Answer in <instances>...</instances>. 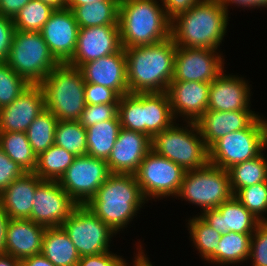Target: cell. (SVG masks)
Wrapping results in <instances>:
<instances>
[{"mask_svg": "<svg viewBox=\"0 0 267 266\" xmlns=\"http://www.w3.org/2000/svg\"><path fill=\"white\" fill-rule=\"evenodd\" d=\"M176 48L172 37L155 44L124 48L129 93L166 92L173 79Z\"/></svg>", "mask_w": 267, "mask_h": 266, "instance_id": "cell-1", "label": "cell"}, {"mask_svg": "<svg viewBox=\"0 0 267 266\" xmlns=\"http://www.w3.org/2000/svg\"><path fill=\"white\" fill-rule=\"evenodd\" d=\"M252 234L228 232L221 235L218 247L206 259L209 263L230 265L249 258Z\"/></svg>", "mask_w": 267, "mask_h": 266, "instance_id": "cell-28", "label": "cell"}, {"mask_svg": "<svg viewBox=\"0 0 267 266\" xmlns=\"http://www.w3.org/2000/svg\"><path fill=\"white\" fill-rule=\"evenodd\" d=\"M46 228L30 219H10L6 232L5 254L20 261L41 254Z\"/></svg>", "mask_w": 267, "mask_h": 266, "instance_id": "cell-24", "label": "cell"}, {"mask_svg": "<svg viewBox=\"0 0 267 266\" xmlns=\"http://www.w3.org/2000/svg\"><path fill=\"white\" fill-rule=\"evenodd\" d=\"M118 118L121 127L144 134V93H128L120 97Z\"/></svg>", "mask_w": 267, "mask_h": 266, "instance_id": "cell-36", "label": "cell"}, {"mask_svg": "<svg viewBox=\"0 0 267 266\" xmlns=\"http://www.w3.org/2000/svg\"><path fill=\"white\" fill-rule=\"evenodd\" d=\"M79 69L86 83L110 88L120 97L129 93L127 60L123 47L117 53L84 63Z\"/></svg>", "mask_w": 267, "mask_h": 266, "instance_id": "cell-19", "label": "cell"}, {"mask_svg": "<svg viewBox=\"0 0 267 266\" xmlns=\"http://www.w3.org/2000/svg\"><path fill=\"white\" fill-rule=\"evenodd\" d=\"M118 118V104L85 105L79 123L86 129L96 123Z\"/></svg>", "mask_w": 267, "mask_h": 266, "instance_id": "cell-41", "label": "cell"}, {"mask_svg": "<svg viewBox=\"0 0 267 266\" xmlns=\"http://www.w3.org/2000/svg\"><path fill=\"white\" fill-rule=\"evenodd\" d=\"M145 200L135 174L111 173L86 206L117 233L127 227Z\"/></svg>", "mask_w": 267, "mask_h": 266, "instance_id": "cell-3", "label": "cell"}, {"mask_svg": "<svg viewBox=\"0 0 267 266\" xmlns=\"http://www.w3.org/2000/svg\"><path fill=\"white\" fill-rule=\"evenodd\" d=\"M186 122L187 127L175 126L173 123L157 133L151 142L156 154L180 165L185 171H190L209 164V149L201 137L197 123Z\"/></svg>", "mask_w": 267, "mask_h": 266, "instance_id": "cell-6", "label": "cell"}, {"mask_svg": "<svg viewBox=\"0 0 267 266\" xmlns=\"http://www.w3.org/2000/svg\"><path fill=\"white\" fill-rule=\"evenodd\" d=\"M41 254L54 266H78L80 256L62 227H47Z\"/></svg>", "mask_w": 267, "mask_h": 266, "instance_id": "cell-26", "label": "cell"}, {"mask_svg": "<svg viewBox=\"0 0 267 266\" xmlns=\"http://www.w3.org/2000/svg\"><path fill=\"white\" fill-rule=\"evenodd\" d=\"M79 26L69 8L55 9L40 33L59 64L68 63L75 53Z\"/></svg>", "mask_w": 267, "mask_h": 266, "instance_id": "cell-15", "label": "cell"}, {"mask_svg": "<svg viewBox=\"0 0 267 266\" xmlns=\"http://www.w3.org/2000/svg\"><path fill=\"white\" fill-rule=\"evenodd\" d=\"M74 158L72 153L54 144L37 156L34 173L42 180L58 181L72 165Z\"/></svg>", "mask_w": 267, "mask_h": 266, "instance_id": "cell-33", "label": "cell"}, {"mask_svg": "<svg viewBox=\"0 0 267 266\" xmlns=\"http://www.w3.org/2000/svg\"><path fill=\"white\" fill-rule=\"evenodd\" d=\"M250 86L242 77L226 75L224 71L210 83L207 110H250Z\"/></svg>", "mask_w": 267, "mask_h": 266, "instance_id": "cell-22", "label": "cell"}, {"mask_svg": "<svg viewBox=\"0 0 267 266\" xmlns=\"http://www.w3.org/2000/svg\"><path fill=\"white\" fill-rule=\"evenodd\" d=\"M228 18L218 0H201L171 20V37L177 47L218 50L227 32Z\"/></svg>", "mask_w": 267, "mask_h": 266, "instance_id": "cell-2", "label": "cell"}, {"mask_svg": "<svg viewBox=\"0 0 267 266\" xmlns=\"http://www.w3.org/2000/svg\"><path fill=\"white\" fill-rule=\"evenodd\" d=\"M230 185L235 195L240 189L267 181V159L263 152L250 160L238 163L228 170Z\"/></svg>", "mask_w": 267, "mask_h": 266, "instance_id": "cell-32", "label": "cell"}, {"mask_svg": "<svg viewBox=\"0 0 267 266\" xmlns=\"http://www.w3.org/2000/svg\"><path fill=\"white\" fill-rule=\"evenodd\" d=\"M41 181L34 172H26L0 193V206L10 219L30 218L35 190Z\"/></svg>", "mask_w": 267, "mask_h": 266, "instance_id": "cell-25", "label": "cell"}, {"mask_svg": "<svg viewBox=\"0 0 267 266\" xmlns=\"http://www.w3.org/2000/svg\"><path fill=\"white\" fill-rule=\"evenodd\" d=\"M21 266H54L44 255L38 254L25 258L21 261Z\"/></svg>", "mask_w": 267, "mask_h": 266, "instance_id": "cell-51", "label": "cell"}, {"mask_svg": "<svg viewBox=\"0 0 267 266\" xmlns=\"http://www.w3.org/2000/svg\"><path fill=\"white\" fill-rule=\"evenodd\" d=\"M58 119L46 108L35 118L26 130L33 152L38 156L55 143Z\"/></svg>", "mask_w": 267, "mask_h": 266, "instance_id": "cell-34", "label": "cell"}, {"mask_svg": "<svg viewBox=\"0 0 267 266\" xmlns=\"http://www.w3.org/2000/svg\"><path fill=\"white\" fill-rule=\"evenodd\" d=\"M209 88L208 82H170L166 92L174 118L180 114L185 121L196 122L207 110Z\"/></svg>", "mask_w": 267, "mask_h": 266, "instance_id": "cell-20", "label": "cell"}, {"mask_svg": "<svg viewBox=\"0 0 267 266\" xmlns=\"http://www.w3.org/2000/svg\"><path fill=\"white\" fill-rule=\"evenodd\" d=\"M110 174L105 160L78 156L58 182L78 205H86Z\"/></svg>", "mask_w": 267, "mask_h": 266, "instance_id": "cell-12", "label": "cell"}, {"mask_svg": "<svg viewBox=\"0 0 267 266\" xmlns=\"http://www.w3.org/2000/svg\"><path fill=\"white\" fill-rule=\"evenodd\" d=\"M39 1L50 5L54 9H63L67 7V0H39Z\"/></svg>", "mask_w": 267, "mask_h": 266, "instance_id": "cell-55", "label": "cell"}, {"mask_svg": "<svg viewBox=\"0 0 267 266\" xmlns=\"http://www.w3.org/2000/svg\"><path fill=\"white\" fill-rule=\"evenodd\" d=\"M45 108L58 120L78 121L85 108V81L79 68L58 64L40 84Z\"/></svg>", "mask_w": 267, "mask_h": 266, "instance_id": "cell-5", "label": "cell"}, {"mask_svg": "<svg viewBox=\"0 0 267 266\" xmlns=\"http://www.w3.org/2000/svg\"><path fill=\"white\" fill-rule=\"evenodd\" d=\"M151 149L152 142L149 136L121 128L106 161L110 173L135 174Z\"/></svg>", "mask_w": 267, "mask_h": 266, "instance_id": "cell-17", "label": "cell"}, {"mask_svg": "<svg viewBox=\"0 0 267 266\" xmlns=\"http://www.w3.org/2000/svg\"><path fill=\"white\" fill-rule=\"evenodd\" d=\"M30 0H0V15L14 19Z\"/></svg>", "mask_w": 267, "mask_h": 266, "instance_id": "cell-48", "label": "cell"}, {"mask_svg": "<svg viewBox=\"0 0 267 266\" xmlns=\"http://www.w3.org/2000/svg\"><path fill=\"white\" fill-rule=\"evenodd\" d=\"M121 48L119 24L79 28L76 50L67 64L79 68L84 63L117 53Z\"/></svg>", "mask_w": 267, "mask_h": 266, "instance_id": "cell-16", "label": "cell"}, {"mask_svg": "<svg viewBox=\"0 0 267 266\" xmlns=\"http://www.w3.org/2000/svg\"><path fill=\"white\" fill-rule=\"evenodd\" d=\"M29 86L6 62H0V109L10 105Z\"/></svg>", "mask_w": 267, "mask_h": 266, "instance_id": "cell-39", "label": "cell"}, {"mask_svg": "<svg viewBox=\"0 0 267 266\" xmlns=\"http://www.w3.org/2000/svg\"><path fill=\"white\" fill-rule=\"evenodd\" d=\"M54 144L75 157L85 156L87 155L86 129L79 121L59 120L56 125Z\"/></svg>", "mask_w": 267, "mask_h": 266, "instance_id": "cell-35", "label": "cell"}, {"mask_svg": "<svg viewBox=\"0 0 267 266\" xmlns=\"http://www.w3.org/2000/svg\"><path fill=\"white\" fill-rule=\"evenodd\" d=\"M188 225L191 241L199 250L201 258L206 260L218 247L222 234L209 226L200 216L190 219Z\"/></svg>", "mask_w": 267, "mask_h": 266, "instance_id": "cell-38", "label": "cell"}, {"mask_svg": "<svg viewBox=\"0 0 267 266\" xmlns=\"http://www.w3.org/2000/svg\"><path fill=\"white\" fill-rule=\"evenodd\" d=\"M221 57L223 56L214 49L177 47L171 82L211 83L224 70V59Z\"/></svg>", "mask_w": 267, "mask_h": 266, "instance_id": "cell-13", "label": "cell"}, {"mask_svg": "<svg viewBox=\"0 0 267 266\" xmlns=\"http://www.w3.org/2000/svg\"><path fill=\"white\" fill-rule=\"evenodd\" d=\"M98 1H120V0H67V7H77L85 4H91Z\"/></svg>", "mask_w": 267, "mask_h": 266, "instance_id": "cell-54", "label": "cell"}, {"mask_svg": "<svg viewBox=\"0 0 267 266\" xmlns=\"http://www.w3.org/2000/svg\"><path fill=\"white\" fill-rule=\"evenodd\" d=\"M218 1L227 10V12L229 11L228 6L234 3L236 4V6L238 5V7L242 6L244 8L267 7V0H218Z\"/></svg>", "mask_w": 267, "mask_h": 266, "instance_id": "cell-49", "label": "cell"}, {"mask_svg": "<svg viewBox=\"0 0 267 266\" xmlns=\"http://www.w3.org/2000/svg\"><path fill=\"white\" fill-rule=\"evenodd\" d=\"M167 92L144 93V134L151 139L176 124Z\"/></svg>", "mask_w": 267, "mask_h": 266, "instance_id": "cell-27", "label": "cell"}, {"mask_svg": "<svg viewBox=\"0 0 267 266\" xmlns=\"http://www.w3.org/2000/svg\"><path fill=\"white\" fill-rule=\"evenodd\" d=\"M85 104H118L120 96L112 89L99 84L85 82Z\"/></svg>", "mask_w": 267, "mask_h": 266, "instance_id": "cell-43", "label": "cell"}, {"mask_svg": "<svg viewBox=\"0 0 267 266\" xmlns=\"http://www.w3.org/2000/svg\"><path fill=\"white\" fill-rule=\"evenodd\" d=\"M267 147V120L258 116L247 128L231 132L214 142L209 149V164L228 170L253 159Z\"/></svg>", "mask_w": 267, "mask_h": 266, "instance_id": "cell-8", "label": "cell"}, {"mask_svg": "<svg viewBox=\"0 0 267 266\" xmlns=\"http://www.w3.org/2000/svg\"><path fill=\"white\" fill-rule=\"evenodd\" d=\"M234 196L257 219L267 222V218L262 216L267 211V181L244 187Z\"/></svg>", "mask_w": 267, "mask_h": 266, "instance_id": "cell-40", "label": "cell"}, {"mask_svg": "<svg viewBox=\"0 0 267 266\" xmlns=\"http://www.w3.org/2000/svg\"><path fill=\"white\" fill-rule=\"evenodd\" d=\"M45 109L41 85H30L10 105L0 109V132H26Z\"/></svg>", "mask_w": 267, "mask_h": 266, "instance_id": "cell-18", "label": "cell"}, {"mask_svg": "<svg viewBox=\"0 0 267 266\" xmlns=\"http://www.w3.org/2000/svg\"><path fill=\"white\" fill-rule=\"evenodd\" d=\"M201 0H161L167 17L172 20L177 15L189 11L196 3Z\"/></svg>", "mask_w": 267, "mask_h": 266, "instance_id": "cell-47", "label": "cell"}, {"mask_svg": "<svg viewBox=\"0 0 267 266\" xmlns=\"http://www.w3.org/2000/svg\"><path fill=\"white\" fill-rule=\"evenodd\" d=\"M143 247L140 245L138 254H136V257H134V261H133V266H153L150 262V260H148V258H146L143 250H141Z\"/></svg>", "mask_w": 267, "mask_h": 266, "instance_id": "cell-53", "label": "cell"}, {"mask_svg": "<svg viewBox=\"0 0 267 266\" xmlns=\"http://www.w3.org/2000/svg\"><path fill=\"white\" fill-rule=\"evenodd\" d=\"M0 148L25 172H34L37 155L33 152L26 132H0Z\"/></svg>", "mask_w": 267, "mask_h": 266, "instance_id": "cell-31", "label": "cell"}, {"mask_svg": "<svg viewBox=\"0 0 267 266\" xmlns=\"http://www.w3.org/2000/svg\"><path fill=\"white\" fill-rule=\"evenodd\" d=\"M233 195L228 171L208 164L200 169L186 171L176 196L187 199L205 211L217 208Z\"/></svg>", "mask_w": 267, "mask_h": 266, "instance_id": "cell-9", "label": "cell"}, {"mask_svg": "<svg viewBox=\"0 0 267 266\" xmlns=\"http://www.w3.org/2000/svg\"><path fill=\"white\" fill-rule=\"evenodd\" d=\"M121 257L109 251L98 255L82 256L78 266H128V263Z\"/></svg>", "mask_w": 267, "mask_h": 266, "instance_id": "cell-46", "label": "cell"}, {"mask_svg": "<svg viewBox=\"0 0 267 266\" xmlns=\"http://www.w3.org/2000/svg\"><path fill=\"white\" fill-rule=\"evenodd\" d=\"M6 63L30 85H40L59 64L40 32L16 30Z\"/></svg>", "mask_w": 267, "mask_h": 266, "instance_id": "cell-7", "label": "cell"}, {"mask_svg": "<svg viewBox=\"0 0 267 266\" xmlns=\"http://www.w3.org/2000/svg\"><path fill=\"white\" fill-rule=\"evenodd\" d=\"M25 173L22 167L10 159L0 148V193Z\"/></svg>", "mask_w": 267, "mask_h": 266, "instance_id": "cell-44", "label": "cell"}, {"mask_svg": "<svg viewBox=\"0 0 267 266\" xmlns=\"http://www.w3.org/2000/svg\"><path fill=\"white\" fill-rule=\"evenodd\" d=\"M13 19L0 15V62H6L15 34Z\"/></svg>", "mask_w": 267, "mask_h": 266, "instance_id": "cell-45", "label": "cell"}, {"mask_svg": "<svg viewBox=\"0 0 267 266\" xmlns=\"http://www.w3.org/2000/svg\"><path fill=\"white\" fill-rule=\"evenodd\" d=\"M0 266H21V261L8 254H0Z\"/></svg>", "mask_w": 267, "mask_h": 266, "instance_id": "cell-52", "label": "cell"}, {"mask_svg": "<svg viewBox=\"0 0 267 266\" xmlns=\"http://www.w3.org/2000/svg\"><path fill=\"white\" fill-rule=\"evenodd\" d=\"M120 1H98L77 7L72 10L79 28L118 24Z\"/></svg>", "mask_w": 267, "mask_h": 266, "instance_id": "cell-30", "label": "cell"}, {"mask_svg": "<svg viewBox=\"0 0 267 266\" xmlns=\"http://www.w3.org/2000/svg\"><path fill=\"white\" fill-rule=\"evenodd\" d=\"M201 212L200 217L220 234H253L261 223L234 195L217 208Z\"/></svg>", "mask_w": 267, "mask_h": 266, "instance_id": "cell-21", "label": "cell"}, {"mask_svg": "<svg viewBox=\"0 0 267 266\" xmlns=\"http://www.w3.org/2000/svg\"><path fill=\"white\" fill-rule=\"evenodd\" d=\"M9 220H10L9 216L0 206V254L5 253L6 232Z\"/></svg>", "mask_w": 267, "mask_h": 266, "instance_id": "cell-50", "label": "cell"}, {"mask_svg": "<svg viewBox=\"0 0 267 266\" xmlns=\"http://www.w3.org/2000/svg\"><path fill=\"white\" fill-rule=\"evenodd\" d=\"M61 227L65 230L80 257L108 252L116 233L86 205H77Z\"/></svg>", "mask_w": 267, "mask_h": 266, "instance_id": "cell-10", "label": "cell"}, {"mask_svg": "<svg viewBox=\"0 0 267 266\" xmlns=\"http://www.w3.org/2000/svg\"><path fill=\"white\" fill-rule=\"evenodd\" d=\"M54 10L39 0H30L13 19L15 29L40 32Z\"/></svg>", "mask_w": 267, "mask_h": 266, "instance_id": "cell-37", "label": "cell"}, {"mask_svg": "<svg viewBox=\"0 0 267 266\" xmlns=\"http://www.w3.org/2000/svg\"><path fill=\"white\" fill-rule=\"evenodd\" d=\"M78 204L56 180H42L35 190L30 220L45 227H61Z\"/></svg>", "mask_w": 267, "mask_h": 266, "instance_id": "cell-14", "label": "cell"}, {"mask_svg": "<svg viewBox=\"0 0 267 266\" xmlns=\"http://www.w3.org/2000/svg\"><path fill=\"white\" fill-rule=\"evenodd\" d=\"M249 259L252 266H267V222H261L252 234Z\"/></svg>", "mask_w": 267, "mask_h": 266, "instance_id": "cell-42", "label": "cell"}, {"mask_svg": "<svg viewBox=\"0 0 267 266\" xmlns=\"http://www.w3.org/2000/svg\"><path fill=\"white\" fill-rule=\"evenodd\" d=\"M186 171L171 160L156 154L152 149L141 161L135 173L143 196L150 198H165L179 192Z\"/></svg>", "mask_w": 267, "mask_h": 266, "instance_id": "cell-11", "label": "cell"}, {"mask_svg": "<svg viewBox=\"0 0 267 266\" xmlns=\"http://www.w3.org/2000/svg\"><path fill=\"white\" fill-rule=\"evenodd\" d=\"M255 111H216L206 112L196 121L206 146L231 132L247 128L259 115Z\"/></svg>", "mask_w": 267, "mask_h": 266, "instance_id": "cell-23", "label": "cell"}, {"mask_svg": "<svg viewBox=\"0 0 267 266\" xmlns=\"http://www.w3.org/2000/svg\"><path fill=\"white\" fill-rule=\"evenodd\" d=\"M157 0H120L118 24L123 48L155 44L171 37V20Z\"/></svg>", "mask_w": 267, "mask_h": 266, "instance_id": "cell-4", "label": "cell"}, {"mask_svg": "<svg viewBox=\"0 0 267 266\" xmlns=\"http://www.w3.org/2000/svg\"><path fill=\"white\" fill-rule=\"evenodd\" d=\"M121 128L119 119L107 120L86 128L87 155L107 161Z\"/></svg>", "mask_w": 267, "mask_h": 266, "instance_id": "cell-29", "label": "cell"}]
</instances>
